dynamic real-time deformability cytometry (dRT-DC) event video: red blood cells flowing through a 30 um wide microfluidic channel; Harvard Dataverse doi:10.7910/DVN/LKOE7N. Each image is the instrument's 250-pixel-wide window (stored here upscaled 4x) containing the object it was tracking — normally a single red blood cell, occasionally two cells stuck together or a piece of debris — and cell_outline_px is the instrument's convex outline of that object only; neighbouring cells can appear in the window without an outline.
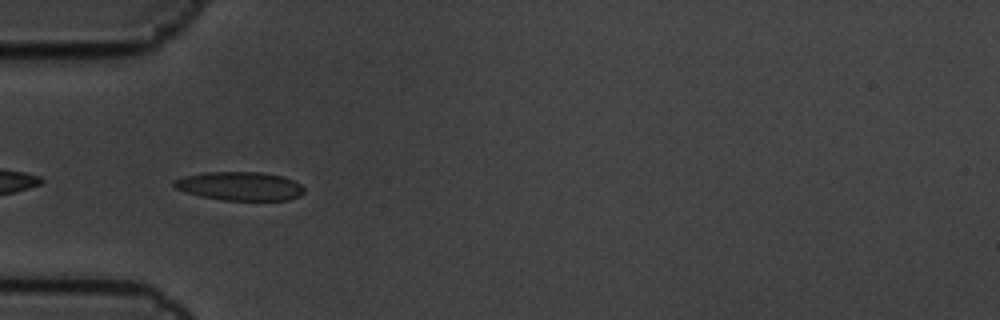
{"species": "common noctule bat (a hibernating species)", "species_latin": "Nyctalus noctula", "temperature_condition": "cold", "stored_images_in_passage": 9, "camera_frame_rate_fps": 3000, "um_per_image_px": 0.085, "animal": {"sex": "male", "body_mass_g": 19.5, "forearm_length_mm": 54.6}, "frame": {"image": 1, "passage_image": 6, "time_ms": 1.667, "image_size_px": [1000, 320], "cell_outline_px": [[304, 192], [300, 196], [288, 200], [224, 200], [200, 196], [176, 188], [172, 184], [172, 180], [184, 176], [204, 172], [260, 172], [284, 176], [300, 184], [304, 188]], "centroid_in_image_um": [20.4, 15.81], "position_along_channel_um": 64.6, "area_um2": 21.73}}
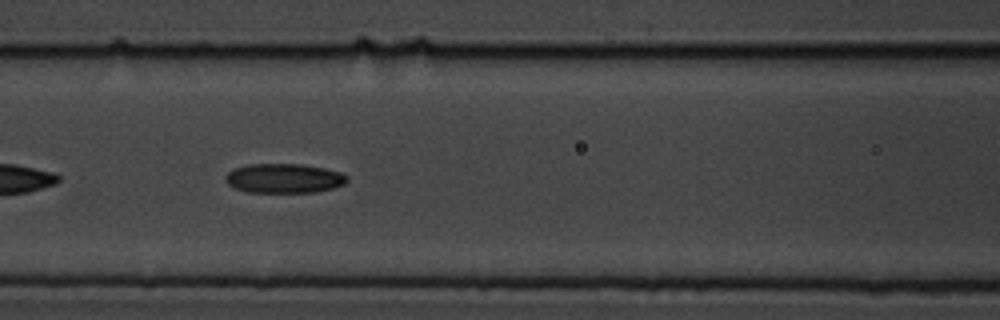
{"frame": {"image": 2, "passage_image": 8, "time_ms": 2.333, "image_size_px": [1000, 320], "cell_outline_px": [[348, 180], [344, 184], [332, 188], [316, 192], [248, 192], [236, 188], [228, 184], [224, 180], [224, 176], [232, 168], [248, 164], [300, 164], [324, 168], [340, 172], [348, 176]], "centroid_in_image_um": [24.11, 15.15], "position_along_channel_um": 142.5, "area_um2": 20.92}}
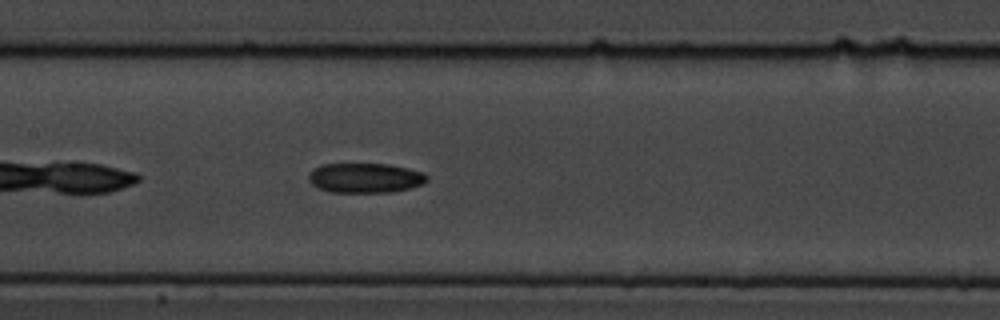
{"frame": {"image": 3, "passage_image": 9, "time_ms": 2.667, "image_size_px": [1000, 320], "cell_outline_px": [[428, 180], [424, 184], [408, 188], [388, 192], [332, 192], [316, 188], [308, 180], [308, 176], [312, 168], [320, 164], [388, 164], [408, 168], [424, 172], [428, 176]], "centroid_in_image_um": [31.02, 15.11], "position_along_channel_um": 176.4, "area_um2": 20.69}}